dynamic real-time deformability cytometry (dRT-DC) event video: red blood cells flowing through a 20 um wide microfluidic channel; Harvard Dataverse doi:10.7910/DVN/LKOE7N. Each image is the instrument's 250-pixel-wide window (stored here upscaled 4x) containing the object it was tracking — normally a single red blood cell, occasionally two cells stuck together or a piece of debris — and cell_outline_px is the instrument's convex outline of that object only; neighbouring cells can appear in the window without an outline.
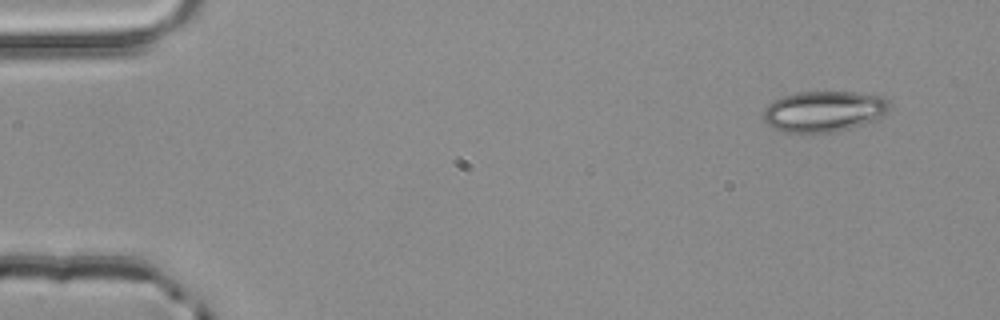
{"species": "common noctule bat (a hibernating species)", "species_latin": "Nyctalus noctula", "temperature_condition": "room temperature", "stored_images_in_passage": 4, "camera_frame_rate_fps": 3000, "um_per_image_px": 0.085, "animal": {"sex": "male", "body_mass_g": 20.4}, "frame": {"image": 1, "passage_image": 1, "time_ms": 0.0, "image_size_px": [1000, 320], "cell_outline_px": [[892, 108], [888, 112], [876, 120], [836, 132], [784, 132], [772, 128], [764, 120], [764, 108], [772, 100], [784, 96], [800, 92], [856, 92], [884, 96], [892, 104]], "centroid_in_image_um": [70.08, 9.46], "position_along_channel_um": 14.9, "area_um2": 30.29}}